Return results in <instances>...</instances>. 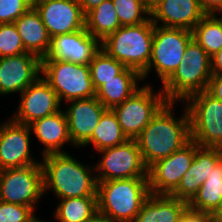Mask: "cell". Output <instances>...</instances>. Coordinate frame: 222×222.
<instances>
[{
	"label": "cell",
	"instance_id": "30bf717a",
	"mask_svg": "<svg viewBox=\"0 0 222 222\" xmlns=\"http://www.w3.org/2000/svg\"><path fill=\"white\" fill-rule=\"evenodd\" d=\"M43 195L42 164L0 171V201L29 206L34 210Z\"/></svg>",
	"mask_w": 222,
	"mask_h": 222
},
{
	"label": "cell",
	"instance_id": "1f68e13d",
	"mask_svg": "<svg viewBox=\"0 0 222 222\" xmlns=\"http://www.w3.org/2000/svg\"><path fill=\"white\" fill-rule=\"evenodd\" d=\"M27 53L14 23L0 24V58Z\"/></svg>",
	"mask_w": 222,
	"mask_h": 222
},
{
	"label": "cell",
	"instance_id": "cb8c5ba5",
	"mask_svg": "<svg viewBox=\"0 0 222 222\" xmlns=\"http://www.w3.org/2000/svg\"><path fill=\"white\" fill-rule=\"evenodd\" d=\"M139 80H143L142 75L138 71L126 67L119 75L100 86L96 90L95 97L107 109H113L139 89L137 87Z\"/></svg>",
	"mask_w": 222,
	"mask_h": 222
},
{
	"label": "cell",
	"instance_id": "b9f144b4",
	"mask_svg": "<svg viewBox=\"0 0 222 222\" xmlns=\"http://www.w3.org/2000/svg\"><path fill=\"white\" fill-rule=\"evenodd\" d=\"M213 216L217 220V222H222V202Z\"/></svg>",
	"mask_w": 222,
	"mask_h": 222
},
{
	"label": "cell",
	"instance_id": "d590c367",
	"mask_svg": "<svg viewBox=\"0 0 222 222\" xmlns=\"http://www.w3.org/2000/svg\"><path fill=\"white\" fill-rule=\"evenodd\" d=\"M206 91L214 98L222 101V73L212 74Z\"/></svg>",
	"mask_w": 222,
	"mask_h": 222
},
{
	"label": "cell",
	"instance_id": "ac0fdd59",
	"mask_svg": "<svg viewBox=\"0 0 222 222\" xmlns=\"http://www.w3.org/2000/svg\"><path fill=\"white\" fill-rule=\"evenodd\" d=\"M68 103L71 104L65 114L71 144L82 147L92 137L94 129L107 108L96 97L71 100Z\"/></svg>",
	"mask_w": 222,
	"mask_h": 222
},
{
	"label": "cell",
	"instance_id": "4fadbf2b",
	"mask_svg": "<svg viewBox=\"0 0 222 222\" xmlns=\"http://www.w3.org/2000/svg\"><path fill=\"white\" fill-rule=\"evenodd\" d=\"M100 49L99 40L86 29H81L53 36L48 52L41 61H67L89 65Z\"/></svg>",
	"mask_w": 222,
	"mask_h": 222
},
{
	"label": "cell",
	"instance_id": "e0dca14e",
	"mask_svg": "<svg viewBox=\"0 0 222 222\" xmlns=\"http://www.w3.org/2000/svg\"><path fill=\"white\" fill-rule=\"evenodd\" d=\"M41 73V59L24 53L0 58V95L21 93L34 83Z\"/></svg>",
	"mask_w": 222,
	"mask_h": 222
},
{
	"label": "cell",
	"instance_id": "5b68a950",
	"mask_svg": "<svg viewBox=\"0 0 222 222\" xmlns=\"http://www.w3.org/2000/svg\"><path fill=\"white\" fill-rule=\"evenodd\" d=\"M154 29L151 18L142 24L121 26L100 42L101 49L142 74L151 58Z\"/></svg>",
	"mask_w": 222,
	"mask_h": 222
},
{
	"label": "cell",
	"instance_id": "d6986e66",
	"mask_svg": "<svg viewBox=\"0 0 222 222\" xmlns=\"http://www.w3.org/2000/svg\"><path fill=\"white\" fill-rule=\"evenodd\" d=\"M222 158L221 148L199 147L190 168L170 196L189 203L198 193L216 163Z\"/></svg>",
	"mask_w": 222,
	"mask_h": 222
},
{
	"label": "cell",
	"instance_id": "8d00e7d4",
	"mask_svg": "<svg viewBox=\"0 0 222 222\" xmlns=\"http://www.w3.org/2000/svg\"><path fill=\"white\" fill-rule=\"evenodd\" d=\"M205 14L222 13V0H199Z\"/></svg>",
	"mask_w": 222,
	"mask_h": 222
},
{
	"label": "cell",
	"instance_id": "7c38bea8",
	"mask_svg": "<svg viewBox=\"0 0 222 222\" xmlns=\"http://www.w3.org/2000/svg\"><path fill=\"white\" fill-rule=\"evenodd\" d=\"M200 146L190 141L170 156L154 162L148 167L150 194L170 195L179 185L183 175L190 168L195 151Z\"/></svg>",
	"mask_w": 222,
	"mask_h": 222
},
{
	"label": "cell",
	"instance_id": "e575fe53",
	"mask_svg": "<svg viewBox=\"0 0 222 222\" xmlns=\"http://www.w3.org/2000/svg\"><path fill=\"white\" fill-rule=\"evenodd\" d=\"M177 222H217L213 214L199 213L187 208Z\"/></svg>",
	"mask_w": 222,
	"mask_h": 222
},
{
	"label": "cell",
	"instance_id": "f546056e",
	"mask_svg": "<svg viewBox=\"0 0 222 222\" xmlns=\"http://www.w3.org/2000/svg\"><path fill=\"white\" fill-rule=\"evenodd\" d=\"M93 87L97 90L106 81L119 75L126 66L100 49L89 64Z\"/></svg>",
	"mask_w": 222,
	"mask_h": 222
},
{
	"label": "cell",
	"instance_id": "6da1fadb",
	"mask_svg": "<svg viewBox=\"0 0 222 222\" xmlns=\"http://www.w3.org/2000/svg\"><path fill=\"white\" fill-rule=\"evenodd\" d=\"M175 102H166L153 116L150 123L135 139L147 167L170 156L191 141L187 109L176 120L172 109Z\"/></svg>",
	"mask_w": 222,
	"mask_h": 222
},
{
	"label": "cell",
	"instance_id": "52a82bcc",
	"mask_svg": "<svg viewBox=\"0 0 222 222\" xmlns=\"http://www.w3.org/2000/svg\"><path fill=\"white\" fill-rule=\"evenodd\" d=\"M43 79L57 94L59 101L66 102L96 96L89 65L67 61H41Z\"/></svg>",
	"mask_w": 222,
	"mask_h": 222
},
{
	"label": "cell",
	"instance_id": "603a6c76",
	"mask_svg": "<svg viewBox=\"0 0 222 222\" xmlns=\"http://www.w3.org/2000/svg\"><path fill=\"white\" fill-rule=\"evenodd\" d=\"M187 208L186 201L170 195L150 194L133 222H177Z\"/></svg>",
	"mask_w": 222,
	"mask_h": 222
},
{
	"label": "cell",
	"instance_id": "9a60e30c",
	"mask_svg": "<svg viewBox=\"0 0 222 222\" xmlns=\"http://www.w3.org/2000/svg\"><path fill=\"white\" fill-rule=\"evenodd\" d=\"M8 121L0 125V171L41 164L30 156V126Z\"/></svg>",
	"mask_w": 222,
	"mask_h": 222
},
{
	"label": "cell",
	"instance_id": "8fae6325",
	"mask_svg": "<svg viewBox=\"0 0 222 222\" xmlns=\"http://www.w3.org/2000/svg\"><path fill=\"white\" fill-rule=\"evenodd\" d=\"M102 158L95 169L97 182L114 179L148 178V167L145 165L137 141L128 139L118 146L102 149Z\"/></svg>",
	"mask_w": 222,
	"mask_h": 222
},
{
	"label": "cell",
	"instance_id": "5bb4252c",
	"mask_svg": "<svg viewBox=\"0 0 222 222\" xmlns=\"http://www.w3.org/2000/svg\"><path fill=\"white\" fill-rule=\"evenodd\" d=\"M50 37L85 29L78 0H33Z\"/></svg>",
	"mask_w": 222,
	"mask_h": 222
},
{
	"label": "cell",
	"instance_id": "836d02e7",
	"mask_svg": "<svg viewBox=\"0 0 222 222\" xmlns=\"http://www.w3.org/2000/svg\"><path fill=\"white\" fill-rule=\"evenodd\" d=\"M33 6V0H0V24L14 23Z\"/></svg>",
	"mask_w": 222,
	"mask_h": 222
},
{
	"label": "cell",
	"instance_id": "f35d334b",
	"mask_svg": "<svg viewBox=\"0 0 222 222\" xmlns=\"http://www.w3.org/2000/svg\"><path fill=\"white\" fill-rule=\"evenodd\" d=\"M103 1L105 0H78L84 15L96 8Z\"/></svg>",
	"mask_w": 222,
	"mask_h": 222
},
{
	"label": "cell",
	"instance_id": "83f0119b",
	"mask_svg": "<svg viewBox=\"0 0 222 222\" xmlns=\"http://www.w3.org/2000/svg\"><path fill=\"white\" fill-rule=\"evenodd\" d=\"M54 212L59 222H88L98 214L97 197L61 199Z\"/></svg>",
	"mask_w": 222,
	"mask_h": 222
},
{
	"label": "cell",
	"instance_id": "d4e9b609",
	"mask_svg": "<svg viewBox=\"0 0 222 222\" xmlns=\"http://www.w3.org/2000/svg\"><path fill=\"white\" fill-rule=\"evenodd\" d=\"M222 202V158L213 167L188 208L199 213L214 214Z\"/></svg>",
	"mask_w": 222,
	"mask_h": 222
},
{
	"label": "cell",
	"instance_id": "3957f363",
	"mask_svg": "<svg viewBox=\"0 0 222 222\" xmlns=\"http://www.w3.org/2000/svg\"><path fill=\"white\" fill-rule=\"evenodd\" d=\"M149 195L148 178L97 182L98 214L114 222H133Z\"/></svg>",
	"mask_w": 222,
	"mask_h": 222
},
{
	"label": "cell",
	"instance_id": "ba28073f",
	"mask_svg": "<svg viewBox=\"0 0 222 222\" xmlns=\"http://www.w3.org/2000/svg\"><path fill=\"white\" fill-rule=\"evenodd\" d=\"M192 39L193 34L190 30L155 25L151 58L147 69L141 74L142 79L154 66L164 83L181 63L186 46Z\"/></svg>",
	"mask_w": 222,
	"mask_h": 222
},
{
	"label": "cell",
	"instance_id": "7402d4cb",
	"mask_svg": "<svg viewBox=\"0 0 222 222\" xmlns=\"http://www.w3.org/2000/svg\"><path fill=\"white\" fill-rule=\"evenodd\" d=\"M25 51L41 60L46 56L51 37L42 22L39 12L32 6L14 22Z\"/></svg>",
	"mask_w": 222,
	"mask_h": 222
},
{
	"label": "cell",
	"instance_id": "484cf974",
	"mask_svg": "<svg viewBox=\"0 0 222 222\" xmlns=\"http://www.w3.org/2000/svg\"><path fill=\"white\" fill-rule=\"evenodd\" d=\"M121 27L113 0H105L85 15V29L100 42Z\"/></svg>",
	"mask_w": 222,
	"mask_h": 222
},
{
	"label": "cell",
	"instance_id": "4316f807",
	"mask_svg": "<svg viewBox=\"0 0 222 222\" xmlns=\"http://www.w3.org/2000/svg\"><path fill=\"white\" fill-rule=\"evenodd\" d=\"M127 140L115 113L111 109H107L94 129L92 137L82 147L92 144L96 151H100L118 146Z\"/></svg>",
	"mask_w": 222,
	"mask_h": 222
},
{
	"label": "cell",
	"instance_id": "7bdbcfd3",
	"mask_svg": "<svg viewBox=\"0 0 222 222\" xmlns=\"http://www.w3.org/2000/svg\"><path fill=\"white\" fill-rule=\"evenodd\" d=\"M33 222H42L41 220H39L38 218H36ZM44 222V221H43Z\"/></svg>",
	"mask_w": 222,
	"mask_h": 222
},
{
	"label": "cell",
	"instance_id": "44dd1931",
	"mask_svg": "<svg viewBox=\"0 0 222 222\" xmlns=\"http://www.w3.org/2000/svg\"><path fill=\"white\" fill-rule=\"evenodd\" d=\"M31 132L45 146L43 156L48 154L66 153L62 150L64 143L71 142L68 120L65 111L38 119L31 123Z\"/></svg>",
	"mask_w": 222,
	"mask_h": 222
},
{
	"label": "cell",
	"instance_id": "2e32d148",
	"mask_svg": "<svg viewBox=\"0 0 222 222\" xmlns=\"http://www.w3.org/2000/svg\"><path fill=\"white\" fill-rule=\"evenodd\" d=\"M60 101L55 91L40 76L21 92L18 111L12 120L25 125L60 111Z\"/></svg>",
	"mask_w": 222,
	"mask_h": 222
},
{
	"label": "cell",
	"instance_id": "74e56055",
	"mask_svg": "<svg viewBox=\"0 0 222 222\" xmlns=\"http://www.w3.org/2000/svg\"><path fill=\"white\" fill-rule=\"evenodd\" d=\"M211 72L212 74L222 73V49L211 57Z\"/></svg>",
	"mask_w": 222,
	"mask_h": 222
},
{
	"label": "cell",
	"instance_id": "ffe728a7",
	"mask_svg": "<svg viewBox=\"0 0 222 222\" xmlns=\"http://www.w3.org/2000/svg\"><path fill=\"white\" fill-rule=\"evenodd\" d=\"M205 15L199 0H162L150 10L149 16L154 25L160 20V26L192 31Z\"/></svg>",
	"mask_w": 222,
	"mask_h": 222
},
{
	"label": "cell",
	"instance_id": "ab89813d",
	"mask_svg": "<svg viewBox=\"0 0 222 222\" xmlns=\"http://www.w3.org/2000/svg\"><path fill=\"white\" fill-rule=\"evenodd\" d=\"M88 222H114L110 218L104 217L100 214H96L90 221Z\"/></svg>",
	"mask_w": 222,
	"mask_h": 222
},
{
	"label": "cell",
	"instance_id": "d6a6232c",
	"mask_svg": "<svg viewBox=\"0 0 222 222\" xmlns=\"http://www.w3.org/2000/svg\"><path fill=\"white\" fill-rule=\"evenodd\" d=\"M34 211L29 206L0 201V222H33Z\"/></svg>",
	"mask_w": 222,
	"mask_h": 222
},
{
	"label": "cell",
	"instance_id": "8992f818",
	"mask_svg": "<svg viewBox=\"0 0 222 222\" xmlns=\"http://www.w3.org/2000/svg\"><path fill=\"white\" fill-rule=\"evenodd\" d=\"M185 102L191 140L200 147L222 149V101L205 90L190 96Z\"/></svg>",
	"mask_w": 222,
	"mask_h": 222
},
{
	"label": "cell",
	"instance_id": "f1b7e54d",
	"mask_svg": "<svg viewBox=\"0 0 222 222\" xmlns=\"http://www.w3.org/2000/svg\"><path fill=\"white\" fill-rule=\"evenodd\" d=\"M193 40L212 57L222 49V18L206 14L192 30Z\"/></svg>",
	"mask_w": 222,
	"mask_h": 222
},
{
	"label": "cell",
	"instance_id": "9c48e42d",
	"mask_svg": "<svg viewBox=\"0 0 222 222\" xmlns=\"http://www.w3.org/2000/svg\"><path fill=\"white\" fill-rule=\"evenodd\" d=\"M152 92V87L144 85L120 105L111 109L128 139H136L147 127L153 116L167 102L164 93Z\"/></svg>",
	"mask_w": 222,
	"mask_h": 222
},
{
	"label": "cell",
	"instance_id": "277c9868",
	"mask_svg": "<svg viewBox=\"0 0 222 222\" xmlns=\"http://www.w3.org/2000/svg\"><path fill=\"white\" fill-rule=\"evenodd\" d=\"M211 76V57L192 39L186 46L181 63L163 83L161 91L167 102L185 101L205 91Z\"/></svg>",
	"mask_w": 222,
	"mask_h": 222
},
{
	"label": "cell",
	"instance_id": "7a4b0ae2",
	"mask_svg": "<svg viewBox=\"0 0 222 222\" xmlns=\"http://www.w3.org/2000/svg\"><path fill=\"white\" fill-rule=\"evenodd\" d=\"M42 158L44 192L53 189L60 199L97 197V180L92 167L68 153L48 154Z\"/></svg>",
	"mask_w": 222,
	"mask_h": 222
},
{
	"label": "cell",
	"instance_id": "4dcf8cb0",
	"mask_svg": "<svg viewBox=\"0 0 222 222\" xmlns=\"http://www.w3.org/2000/svg\"><path fill=\"white\" fill-rule=\"evenodd\" d=\"M113 5L121 26L142 24L150 18L145 16L150 10L143 0H113Z\"/></svg>",
	"mask_w": 222,
	"mask_h": 222
},
{
	"label": "cell",
	"instance_id": "60d3db41",
	"mask_svg": "<svg viewBox=\"0 0 222 222\" xmlns=\"http://www.w3.org/2000/svg\"><path fill=\"white\" fill-rule=\"evenodd\" d=\"M162 0H143L146 7L151 10L155 5H157Z\"/></svg>",
	"mask_w": 222,
	"mask_h": 222
}]
</instances>
